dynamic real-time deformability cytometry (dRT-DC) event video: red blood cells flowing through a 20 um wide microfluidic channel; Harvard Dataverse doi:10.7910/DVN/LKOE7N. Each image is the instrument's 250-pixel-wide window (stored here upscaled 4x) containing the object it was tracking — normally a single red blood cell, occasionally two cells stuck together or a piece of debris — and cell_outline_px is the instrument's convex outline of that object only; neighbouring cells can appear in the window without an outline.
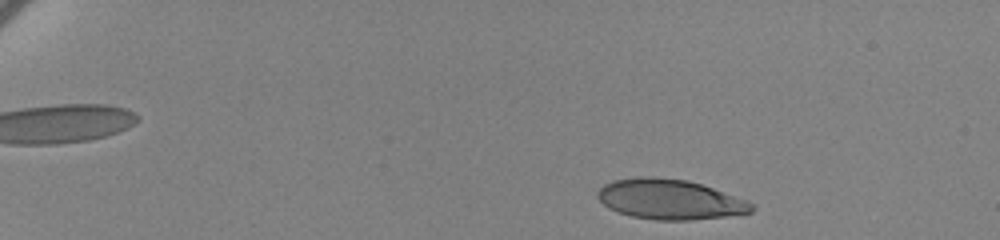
{"species": "human", "species_latin": "Homo sapiens", "temperature_condition": "cold", "stored_images_in_passage": 49, "camera_frame_rate_fps": 3000, "um_per_image_px": 0.085, "donor": {"sex": "female"}, "frame": {"image": 1, "passage_image": 4, "time_ms": 1.0, "image_size_px": [1000, 240], "cell_outline_px": [[756, 208], [752, 212], [724, 216], [688, 220], [656, 220], [632, 216], [608, 208], [596, 196], [596, 192], [604, 184], [612, 180], [640, 176], [652, 176], [688, 180], [748, 200], [756, 204]], "centroid_in_image_um": [56.93, 16.93], "position_along_channel_um": 28.1, "area_um2": 36.01}}
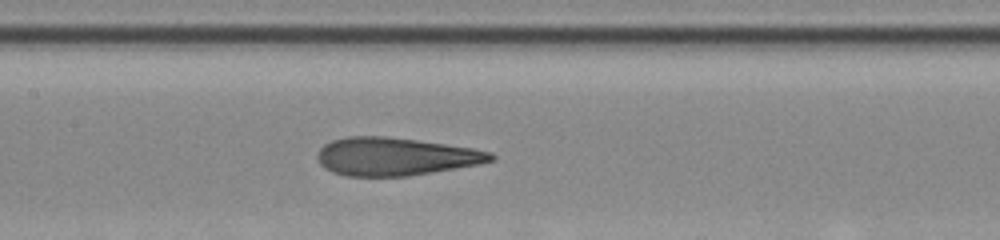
{"frame": {"image": 2, "passage_image": 27, "time_ms": 8.667, "image_size_px": [1000, 240], "cell_outline_px": [[496, 156], [492, 160], [480, 164], [408, 176], [344, 176], [332, 172], [324, 168], [320, 164], [316, 156], [320, 148], [324, 144], [332, 140], [348, 136], [384, 136], [416, 140], [472, 148], [492, 152]], "centroid_in_image_um": [33.57, 13.31], "position_along_channel_um": 173.8, "area_um2": 38.32}}
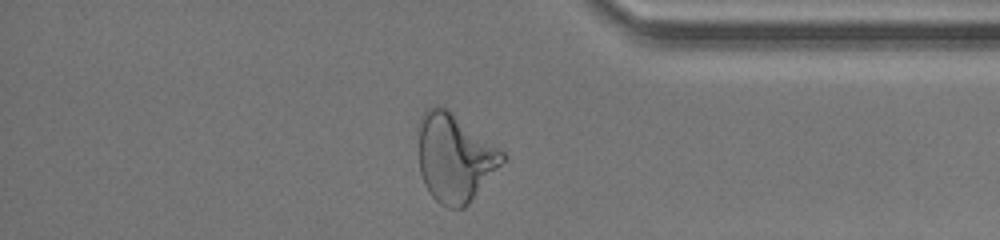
{"frame": {"image": 3, "passage_image": 47, "time_ms": 15.333, "image_size_px": [1000, 240], "cell_outline_px": [[508, 156], [468, 204], [464, 208], [448, 208], [440, 204], [428, 192], [424, 184], [420, 172], [416, 124], [420, 116], [432, 104], [448, 108], [504, 152]], "centroid_in_image_um": [38.6, 13.36], "position_along_channel_um": 396.6, "area_um2": 43.64}, "authors_computed_cell_mechanics": {"area_um2": 38.148, "velocity_mm_per_s": 3.4467, "shape_relaxation_time_tau1_ms": 8.4719, "shape_relaxation_time_tau2_ms": 1.365, "deformation_change_tau1": 0.2582, "deformation_change_tau2": 0.0969}}